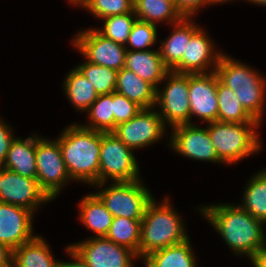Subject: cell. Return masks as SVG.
<instances>
[{
  "label": "cell",
  "instance_id": "cb8c5ba5",
  "mask_svg": "<svg viewBox=\"0 0 266 267\" xmlns=\"http://www.w3.org/2000/svg\"><path fill=\"white\" fill-rule=\"evenodd\" d=\"M115 92L124 95L142 108L155 107L156 89L125 67L117 73Z\"/></svg>",
  "mask_w": 266,
  "mask_h": 267
},
{
  "label": "cell",
  "instance_id": "7402d4cb",
  "mask_svg": "<svg viewBox=\"0 0 266 267\" xmlns=\"http://www.w3.org/2000/svg\"><path fill=\"white\" fill-rule=\"evenodd\" d=\"M190 237L184 242L156 250L141 261L145 267H198Z\"/></svg>",
  "mask_w": 266,
  "mask_h": 267
},
{
  "label": "cell",
  "instance_id": "603a6c76",
  "mask_svg": "<svg viewBox=\"0 0 266 267\" xmlns=\"http://www.w3.org/2000/svg\"><path fill=\"white\" fill-rule=\"evenodd\" d=\"M48 241L37 234L32 240L13 250L12 263L16 267H58Z\"/></svg>",
  "mask_w": 266,
  "mask_h": 267
},
{
  "label": "cell",
  "instance_id": "277c9868",
  "mask_svg": "<svg viewBox=\"0 0 266 267\" xmlns=\"http://www.w3.org/2000/svg\"><path fill=\"white\" fill-rule=\"evenodd\" d=\"M251 67L224 53L215 72L219 81L235 93L244 109L262 124L266 116V77Z\"/></svg>",
  "mask_w": 266,
  "mask_h": 267
},
{
  "label": "cell",
  "instance_id": "5bb4252c",
  "mask_svg": "<svg viewBox=\"0 0 266 267\" xmlns=\"http://www.w3.org/2000/svg\"><path fill=\"white\" fill-rule=\"evenodd\" d=\"M168 146L176 154L194 161L221 164L206 125L183 124L171 128Z\"/></svg>",
  "mask_w": 266,
  "mask_h": 267
},
{
  "label": "cell",
  "instance_id": "d6986e66",
  "mask_svg": "<svg viewBox=\"0 0 266 267\" xmlns=\"http://www.w3.org/2000/svg\"><path fill=\"white\" fill-rule=\"evenodd\" d=\"M124 67L150 83L155 89L170 71L163 62L159 48L146 51L127 50Z\"/></svg>",
  "mask_w": 266,
  "mask_h": 267
},
{
  "label": "cell",
  "instance_id": "7a4b0ae2",
  "mask_svg": "<svg viewBox=\"0 0 266 267\" xmlns=\"http://www.w3.org/2000/svg\"><path fill=\"white\" fill-rule=\"evenodd\" d=\"M56 139L70 178L75 183L78 181L89 186L98 184L101 131L72 122Z\"/></svg>",
  "mask_w": 266,
  "mask_h": 267
},
{
  "label": "cell",
  "instance_id": "44dd1931",
  "mask_svg": "<svg viewBox=\"0 0 266 267\" xmlns=\"http://www.w3.org/2000/svg\"><path fill=\"white\" fill-rule=\"evenodd\" d=\"M78 220L94 235L106 237L112 224L113 215L105 207L101 199L94 193L84 195L78 202Z\"/></svg>",
  "mask_w": 266,
  "mask_h": 267
},
{
  "label": "cell",
  "instance_id": "d590c367",
  "mask_svg": "<svg viewBox=\"0 0 266 267\" xmlns=\"http://www.w3.org/2000/svg\"><path fill=\"white\" fill-rule=\"evenodd\" d=\"M15 137L12 125H9L0 116V168L4 165L7 152Z\"/></svg>",
  "mask_w": 266,
  "mask_h": 267
},
{
  "label": "cell",
  "instance_id": "30bf717a",
  "mask_svg": "<svg viewBox=\"0 0 266 267\" xmlns=\"http://www.w3.org/2000/svg\"><path fill=\"white\" fill-rule=\"evenodd\" d=\"M167 126L157 108H143L136 116L115 127L112 133L133 151L143 149L163 140Z\"/></svg>",
  "mask_w": 266,
  "mask_h": 267
},
{
  "label": "cell",
  "instance_id": "5b68a950",
  "mask_svg": "<svg viewBox=\"0 0 266 267\" xmlns=\"http://www.w3.org/2000/svg\"><path fill=\"white\" fill-rule=\"evenodd\" d=\"M208 134L223 165H233L246 157H253L263 149L257 132L261 123H227L214 121L206 124Z\"/></svg>",
  "mask_w": 266,
  "mask_h": 267
},
{
  "label": "cell",
  "instance_id": "74e56055",
  "mask_svg": "<svg viewBox=\"0 0 266 267\" xmlns=\"http://www.w3.org/2000/svg\"><path fill=\"white\" fill-rule=\"evenodd\" d=\"M64 250L68 254L71 261H64L59 259L58 267H89L85 261L79 256V254L69 246H65Z\"/></svg>",
  "mask_w": 266,
  "mask_h": 267
},
{
  "label": "cell",
  "instance_id": "ab89813d",
  "mask_svg": "<svg viewBox=\"0 0 266 267\" xmlns=\"http://www.w3.org/2000/svg\"><path fill=\"white\" fill-rule=\"evenodd\" d=\"M250 263L253 267H266V248L252 257Z\"/></svg>",
  "mask_w": 266,
  "mask_h": 267
},
{
  "label": "cell",
  "instance_id": "3957f363",
  "mask_svg": "<svg viewBox=\"0 0 266 267\" xmlns=\"http://www.w3.org/2000/svg\"><path fill=\"white\" fill-rule=\"evenodd\" d=\"M169 198L167 195L157 202L154 197L146 208L141 220L140 260L156 250L184 242L190 237L184 219Z\"/></svg>",
  "mask_w": 266,
  "mask_h": 267
},
{
  "label": "cell",
  "instance_id": "f6af8a7d",
  "mask_svg": "<svg viewBox=\"0 0 266 267\" xmlns=\"http://www.w3.org/2000/svg\"><path fill=\"white\" fill-rule=\"evenodd\" d=\"M9 267H16L13 263Z\"/></svg>",
  "mask_w": 266,
  "mask_h": 267
},
{
  "label": "cell",
  "instance_id": "f546056e",
  "mask_svg": "<svg viewBox=\"0 0 266 267\" xmlns=\"http://www.w3.org/2000/svg\"><path fill=\"white\" fill-rule=\"evenodd\" d=\"M141 220H132L126 217H113L112 224L106 238L117 245L134 251L139 258V243Z\"/></svg>",
  "mask_w": 266,
  "mask_h": 267
},
{
  "label": "cell",
  "instance_id": "9c48e42d",
  "mask_svg": "<svg viewBox=\"0 0 266 267\" xmlns=\"http://www.w3.org/2000/svg\"><path fill=\"white\" fill-rule=\"evenodd\" d=\"M36 166V178L52 200L59 196L69 182H74L67 171L56 138L49 140L36 134Z\"/></svg>",
  "mask_w": 266,
  "mask_h": 267
},
{
  "label": "cell",
  "instance_id": "d6a6232c",
  "mask_svg": "<svg viewBox=\"0 0 266 267\" xmlns=\"http://www.w3.org/2000/svg\"><path fill=\"white\" fill-rule=\"evenodd\" d=\"M158 26L149 22L136 20L132 26L127 43V50L146 51L152 48L158 39Z\"/></svg>",
  "mask_w": 266,
  "mask_h": 267
},
{
  "label": "cell",
  "instance_id": "1f68e13d",
  "mask_svg": "<svg viewBox=\"0 0 266 267\" xmlns=\"http://www.w3.org/2000/svg\"><path fill=\"white\" fill-rule=\"evenodd\" d=\"M137 20L135 12L123 15H113L101 19L103 26H96L95 29L107 39L116 43L126 45L132 26Z\"/></svg>",
  "mask_w": 266,
  "mask_h": 267
},
{
  "label": "cell",
  "instance_id": "6da1fadb",
  "mask_svg": "<svg viewBox=\"0 0 266 267\" xmlns=\"http://www.w3.org/2000/svg\"><path fill=\"white\" fill-rule=\"evenodd\" d=\"M234 256L250 260L266 248L265 223L254 218L239 204L214 203L197 208Z\"/></svg>",
  "mask_w": 266,
  "mask_h": 267
},
{
  "label": "cell",
  "instance_id": "7c38bea8",
  "mask_svg": "<svg viewBox=\"0 0 266 267\" xmlns=\"http://www.w3.org/2000/svg\"><path fill=\"white\" fill-rule=\"evenodd\" d=\"M51 201L37 178L23 177L12 170L0 168V203L23 207L36 215L41 206Z\"/></svg>",
  "mask_w": 266,
  "mask_h": 267
},
{
  "label": "cell",
  "instance_id": "ba28073f",
  "mask_svg": "<svg viewBox=\"0 0 266 267\" xmlns=\"http://www.w3.org/2000/svg\"><path fill=\"white\" fill-rule=\"evenodd\" d=\"M155 108L170 129L190 124L189 74L169 71L156 89Z\"/></svg>",
  "mask_w": 266,
  "mask_h": 267
},
{
  "label": "cell",
  "instance_id": "4fadbf2b",
  "mask_svg": "<svg viewBox=\"0 0 266 267\" xmlns=\"http://www.w3.org/2000/svg\"><path fill=\"white\" fill-rule=\"evenodd\" d=\"M83 240L69 246L89 267H136L135 263L140 260L134 251L106 237H88Z\"/></svg>",
  "mask_w": 266,
  "mask_h": 267
},
{
  "label": "cell",
  "instance_id": "4dcf8cb0",
  "mask_svg": "<svg viewBox=\"0 0 266 267\" xmlns=\"http://www.w3.org/2000/svg\"><path fill=\"white\" fill-rule=\"evenodd\" d=\"M76 68L93 85L98 95L115 92L117 84V70L92 64L86 60L78 63Z\"/></svg>",
  "mask_w": 266,
  "mask_h": 267
},
{
  "label": "cell",
  "instance_id": "9a60e30c",
  "mask_svg": "<svg viewBox=\"0 0 266 267\" xmlns=\"http://www.w3.org/2000/svg\"><path fill=\"white\" fill-rule=\"evenodd\" d=\"M204 27H199L190 38L181 61L171 70L177 73L196 74L215 71L225 51L216 44Z\"/></svg>",
  "mask_w": 266,
  "mask_h": 267
},
{
  "label": "cell",
  "instance_id": "2e32d148",
  "mask_svg": "<svg viewBox=\"0 0 266 267\" xmlns=\"http://www.w3.org/2000/svg\"><path fill=\"white\" fill-rule=\"evenodd\" d=\"M216 72L189 74L190 124L197 117L205 124L218 121Z\"/></svg>",
  "mask_w": 266,
  "mask_h": 267
},
{
  "label": "cell",
  "instance_id": "b9f144b4",
  "mask_svg": "<svg viewBox=\"0 0 266 267\" xmlns=\"http://www.w3.org/2000/svg\"><path fill=\"white\" fill-rule=\"evenodd\" d=\"M236 2L237 0H208V7L209 6H211V5H216V4H219V5H221V4H224L225 2L227 3V2ZM238 1H240V0H238ZM241 1H246V0H241Z\"/></svg>",
  "mask_w": 266,
  "mask_h": 267
},
{
  "label": "cell",
  "instance_id": "484cf974",
  "mask_svg": "<svg viewBox=\"0 0 266 267\" xmlns=\"http://www.w3.org/2000/svg\"><path fill=\"white\" fill-rule=\"evenodd\" d=\"M134 12L137 20L156 26H170L183 18L176 5L167 0H134Z\"/></svg>",
  "mask_w": 266,
  "mask_h": 267
},
{
  "label": "cell",
  "instance_id": "e0dca14e",
  "mask_svg": "<svg viewBox=\"0 0 266 267\" xmlns=\"http://www.w3.org/2000/svg\"><path fill=\"white\" fill-rule=\"evenodd\" d=\"M34 216L26 208L0 203V243L14 250L32 240L37 235L33 230Z\"/></svg>",
  "mask_w": 266,
  "mask_h": 267
},
{
  "label": "cell",
  "instance_id": "4316f807",
  "mask_svg": "<svg viewBox=\"0 0 266 267\" xmlns=\"http://www.w3.org/2000/svg\"><path fill=\"white\" fill-rule=\"evenodd\" d=\"M243 189L239 205L266 224V167L255 172Z\"/></svg>",
  "mask_w": 266,
  "mask_h": 267
},
{
  "label": "cell",
  "instance_id": "ac0fdd59",
  "mask_svg": "<svg viewBox=\"0 0 266 267\" xmlns=\"http://www.w3.org/2000/svg\"><path fill=\"white\" fill-rule=\"evenodd\" d=\"M194 17H183L170 25L169 36L160 40L159 52L165 66L171 71L182 59L191 35L201 26L196 24Z\"/></svg>",
  "mask_w": 266,
  "mask_h": 267
},
{
  "label": "cell",
  "instance_id": "836d02e7",
  "mask_svg": "<svg viewBox=\"0 0 266 267\" xmlns=\"http://www.w3.org/2000/svg\"><path fill=\"white\" fill-rule=\"evenodd\" d=\"M84 9L100 21L108 16L134 12V0H89Z\"/></svg>",
  "mask_w": 266,
  "mask_h": 267
},
{
  "label": "cell",
  "instance_id": "83f0119b",
  "mask_svg": "<svg viewBox=\"0 0 266 267\" xmlns=\"http://www.w3.org/2000/svg\"><path fill=\"white\" fill-rule=\"evenodd\" d=\"M218 121L227 123H260L242 106L235 93L218 79Z\"/></svg>",
  "mask_w": 266,
  "mask_h": 267
},
{
  "label": "cell",
  "instance_id": "ffe728a7",
  "mask_svg": "<svg viewBox=\"0 0 266 267\" xmlns=\"http://www.w3.org/2000/svg\"><path fill=\"white\" fill-rule=\"evenodd\" d=\"M3 167L23 177L36 178V133L26 138L21 136L14 138Z\"/></svg>",
  "mask_w": 266,
  "mask_h": 267
},
{
  "label": "cell",
  "instance_id": "ee69618b",
  "mask_svg": "<svg viewBox=\"0 0 266 267\" xmlns=\"http://www.w3.org/2000/svg\"><path fill=\"white\" fill-rule=\"evenodd\" d=\"M167 1H170V2H172V3H176V0H167Z\"/></svg>",
  "mask_w": 266,
  "mask_h": 267
},
{
  "label": "cell",
  "instance_id": "8d00e7d4",
  "mask_svg": "<svg viewBox=\"0 0 266 267\" xmlns=\"http://www.w3.org/2000/svg\"><path fill=\"white\" fill-rule=\"evenodd\" d=\"M177 10L183 17H194L202 8L208 7V0H176Z\"/></svg>",
  "mask_w": 266,
  "mask_h": 267
},
{
  "label": "cell",
  "instance_id": "7bdbcfd3",
  "mask_svg": "<svg viewBox=\"0 0 266 267\" xmlns=\"http://www.w3.org/2000/svg\"><path fill=\"white\" fill-rule=\"evenodd\" d=\"M247 3L250 2L253 3V4H256V5H259L261 7H266V0H246Z\"/></svg>",
  "mask_w": 266,
  "mask_h": 267
},
{
  "label": "cell",
  "instance_id": "f35d334b",
  "mask_svg": "<svg viewBox=\"0 0 266 267\" xmlns=\"http://www.w3.org/2000/svg\"><path fill=\"white\" fill-rule=\"evenodd\" d=\"M13 250L0 243V267H9L12 264Z\"/></svg>",
  "mask_w": 266,
  "mask_h": 267
},
{
  "label": "cell",
  "instance_id": "e575fe53",
  "mask_svg": "<svg viewBox=\"0 0 266 267\" xmlns=\"http://www.w3.org/2000/svg\"><path fill=\"white\" fill-rule=\"evenodd\" d=\"M143 108L130 101L124 95L113 92L114 129L117 125L127 122L136 116Z\"/></svg>",
  "mask_w": 266,
  "mask_h": 267
},
{
  "label": "cell",
  "instance_id": "52a82bcc",
  "mask_svg": "<svg viewBox=\"0 0 266 267\" xmlns=\"http://www.w3.org/2000/svg\"><path fill=\"white\" fill-rule=\"evenodd\" d=\"M138 162L134 151L112 132H101L99 183L141 179Z\"/></svg>",
  "mask_w": 266,
  "mask_h": 267
},
{
  "label": "cell",
  "instance_id": "8fae6325",
  "mask_svg": "<svg viewBox=\"0 0 266 267\" xmlns=\"http://www.w3.org/2000/svg\"><path fill=\"white\" fill-rule=\"evenodd\" d=\"M71 45L92 64L120 71L125 65L126 47L107 39L94 27L79 30Z\"/></svg>",
  "mask_w": 266,
  "mask_h": 267
},
{
  "label": "cell",
  "instance_id": "60d3db41",
  "mask_svg": "<svg viewBox=\"0 0 266 267\" xmlns=\"http://www.w3.org/2000/svg\"><path fill=\"white\" fill-rule=\"evenodd\" d=\"M69 1V2H68ZM89 0H67L68 5L70 4L73 7H81L83 8Z\"/></svg>",
  "mask_w": 266,
  "mask_h": 267
},
{
  "label": "cell",
  "instance_id": "8992f818",
  "mask_svg": "<svg viewBox=\"0 0 266 267\" xmlns=\"http://www.w3.org/2000/svg\"><path fill=\"white\" fill-rule=\"evenodd\" d=\"M143 182V179L130 182H105L94 184L92 187L98 188L94 193L113 217L142 220L148 204L155 197Z\"/></svg>",
  "mask_w": 266,
  "mask_h": 267
},
{
  "label": "cell",
  "instance_id": "d4e9b609",
  "mask_svg": "<svg viewBox=\"0 0 266 267\" xmlns=\"http://www.w3.org/2000/svg\"><path fill=\"white\" fill-rule=\"evenodd\" d=\"M62 86L68 102L76 109L75 111L82 114L99 96L91 82L76 67L67 72Z\"/></svg>",
  "mask_w": 266,
  "mask_h": 267
},
{
  "label": "cell",
  "instance_id": "f1b7e54d",
  "mask_svg": "<svg viewBox=\"0 0 266 267\" xmlns=\"http://www.w3.org/2000/svg\"><path fill=\"white\" fill-rule=\"evenodd\" d=\"M85 113H87L88 122L86 121V124L79 123L82 127L101 132H112L114 130L113 92L99 95Z\"/></svg>",
  "mask_w": 266,
  "mask_h": 267
}]
</instances>
